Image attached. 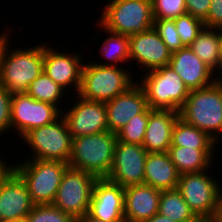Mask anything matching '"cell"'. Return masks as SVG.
<instances>
[{
	"label": "cell",
	"instance_id": "6da1fadb",
	"mask_svg": "<svg viewBox=\"0 0 222 222\" xmlns=\"http://www.w3.org/2000/svg\"><path fill=\"white\" fill-rule=\"evenodd\" d=\"M11 42L12 37L0 54V85L11 94L26 93L30 84L43 72V43H33L35 45L30 48L24 45L21 49L12 44L13 48Z\"/></svg>",
	"mask_w": 222,
	"mask_h": 222
},
{
	"label": "cell",
	"instance_id": "7a4b0ae2",
	"mask_svg": "<svg viewBox=\"0 0 222 222\" xmlns=\"http://www.w3.org/2000/svg\"><path fill=\"white\" fill-rule=\"evenodd\" d=\"M179 115L221 145L222 77L209 86L190 91Z\"/></svg>",
	"mask_w": 222,
	"mask_h": 222
},
{
	"label": "cell",
	"instance_id": "3957f363",
	"mask_svg": "<svg viewBox=\"0 0 222 222\" xmlns=\"http://www.w3.org/2000/svg\"><path fill=\"white\" fill-rule=\"evenodd\" d=\"M87 60L82 68L81 86L78 93L82 99L107 102L125 92L137 80L126 66H102Z\"/></svg>",
	"mask_w": 222,
	"mask_h": 222
},
{
	"label": "cell",
	"instance_id": "277c9868",
	"mask_svg": "<svg viewBox=\"0 0 222 222\" xmlns=\"http://www.w3.org/2000/svg\"><path fill=\"white\" fill-rule=\"evenodd\" d=\"M116 143L117 135L110 131L72 138L68 165L97 178H107Z\"/></svg>",
	"mask_w": 222,
	"mask_h": 222
},
{
	"label": "cell",
	"instance_id": "5b68a950",
	"mask_svg": "<svg viewBox=\"0 0 222 222\" xmlns=\"http://www.w3.org/2000/svg\"><path fill=\"white\" fill-rule=\"evenodd\" d=\"M9 166L26 183L35 205L52 204L68 163L63 161L25 159Z\"/></svg>",
	"mask_w": 222,
	"mask_h": 222
},
{
	"label": "cell",
	"instance_id": "8992f818",
	"mask_svg": "<svg viewBox=\"0 0 222 222\" xmlns=\"http://www.w3.org/2000/svg\"><path fill=\"white\" fill-rule=\"evenodd\" d=\"M108 2V3H107ZM95 20L106 30L131 36L153 28L151 0H107Z\"/></svg>",
	"mask_w": 222,
	"mask_h": 222
},
{
	"label": "cell",
	"instance_id": "52a82bcc",
	"mask_svg": "<svg viewBox=\"0 0 222 222\" xmlns=\"http://www.w3.org/2000/svg\"><path fill=\"white\" fill-rule=\"evenodd\" d=\"M138 75L137 82L143 88L151 109L180 112L190 90L169 65Z\"/></svg>",
	"mask_w": 222,
	"mask_h": 222
},
{
	"label": "cell",
	"instance_id": "ba28073f",
	"mask_svg": "<svg viewBox=\"0 0 222 222\" xmlns=\"http://www.w3.org/2000/svg\"><path fill=\"white\" fill-rule=\"evenodd\" d=\"M20 139L32 153L26 159L69 162L72 136L62 115L51 124L31 129Z\"/></svg>",
	"mask_w": 222,
	"mask_h": 222
},
{
	"label": "cell",
	"instance_id": "9c48e42d",
	"mask_svg": "<svg viewBox=\"0 0 222 222\" xmlns=\"http://www.w3.org/2000/svg\"><path fill=\"white\" fill-rule=\"evenodd\" d=\"M209 170L181 174L177 185V190L199 219H212L222 191V179L220 182L217 175H212L213 170Z\"/></svg>",
	"mask_w": 222,
	"mask_h": 222
},
{
	"label": "cell",
	"instance_id": "30bf717a",
	"mask_svg": "<svg viewBox=\"0 0 222 222\" xmlns=\"http://www.w3.org/2000/svg\"><path fill=\"white\" fill-rule=\"evenodd\" d=\"M96 180L94 175L68 166L52 205L75 220L83 217L89 211Z\"/></svg>",
	"mask_w": 222,
	"mask_h": 222
},
{
	"label": "cell",
	"instance_id": "8fae6325",
	"mask_svg": "<svg viewBox=\"0 0 222 222\" xmlns=\"http://www.w3.org/2000/svg\"><path fill=\"white\" fill-rule=\"evenodd\" d=\"M43 42V71L68 94L78 95L81 86L82 68L86 58L77 50L57 49ZM53 48H52V47ZM61 50V52H60ZM69 53V54H68ZM70 90V92L68 91ZM72 91V93H71Z\"/></svg>",
	"mask_w": 222,
	"mask_h": 222
},
{
	"label": "cell",
	"instance_id": "7c38bea8",
	"mask_svg": "<svg viewBox=\"0 0 222 222\" xmlns=\"http://www.w3.org/2000/svg\"><path fill=\"white\" fill-rule=\"evenodd\" d=\"M62 112L47 102L35 100L27 93H16L11 99V129L20 140L31 129L53 123ZM17 132V133H16Z\"/></svg>",
	"mask_w": 222,
	"mask_h": 222
},
{
	"label": "cell",
	"instance_id": "4fadbf2b",
	"mask_svg": "<svg viewBox=\"0 0 222 222\" xmlns=\"http://www.w3.org/2000/svg\"><path fill=\"white\" fill-rule=\"evenodd\" d=\"M75 97V100L71 98V102H75L72 104L68 99V109L65 106L62 110L72 138L108 131L105 102L85 100L78 95Z\"/></svg>",
	"mask_w": 222,
	"mask_h": 222
},
{
	"label": "cell",
	"instance_id": "5bb4252c",
	"mask_svg": "<svg viewBox=\"0 0 222 222\" xmlns=\"http://www.w3.org/2000/svg\"><path fill=\"white\" fill-rule=\"evenodd\" d=\"M147 150L139 144H127L117 140L113 164L107 179L124 189L144 183V166Z\"/></svg>",
	"mask_w": 222,
	"mask_h": 222
},
{
	"label": "cell",
	"instance_id": "9a60e30c",
	"mask_svg": "<svg viewBox=\"0 0 222 222\" xmlns=\"http://www.w3.org/2000/svg\"><path fill=\"white\" fill-rule=\"evenodd\" d=\"M34 205L26 183L8 166L0 174V222L25 219Z\"/></svg>",
	"mask_w": 222,
	"mask_h": 222
},
{
	"label": "cell",
	"instance_id": "2e32d148",
	"mask_svg": "<svg viewBox=\"0 0 222 222\" xmlns=\"http://www.w3.org/2000/svg\"><path fill=\"white\" fill-rule=\"evenodd\" d=\"M129 56L130 64L134 62L132 67L134 75L135 67H138L142 74L167 66L171 59V52L154 28H151L144 33L129 36Z\"/></svg>",
	"mask_w": 222,
	"mask_h": 222
},
{
	"label": "cell",
	"instance_id": "e0dca14e",
	"mask_svg": "<svg viewBox=\"0 0 222 222\" xmlns=\"http://www.w3.org/2000/svg\"><path fill=\"white\" fill-rule=\"evenodd\" d=\"M88 214L103 222H125L124 188L107 178H97Z\"/></svg>",
	"mask_w": 222,
	"mask_h": 222
},
{
	"label": "cell",
	"instance_id": "ac0fdd59",
	"mask_svg": "<svg viewBox=\"0 0 222 222\" xmlns=\"http://www.w3.org/2000/svg\"><path fill=\"white\" fill-rule=\"evenodd\" d=\"M108 131L117 133L129 120L149 106L143 88L136 81L125 92L105 102Z\"/></svg>",
	"mask_w": 222,
	"mask_h": 222
},
{
	"label": "cell",
	"instance_id": "d6986e66",
	"mask_svg": "<svg viewBox=\"0 0 222 222\" xmlns=\"http://www.w3.org/2000/svg\"><path fill=\"white\" fill-rule=\"evenodd\" d=\"M168 65L181 77L190 91L209 86L220 78L190 47L171 53Z\"/></svg>",
	"mask_w": 222,
	"mask_h": 222
},
{
	"label": "cell",
	"instance_id": "ffe728a7",
	"mask_svg": "<svg viewBox=\"0 0 222 222\" xmlns=\"http://www.w3.org/2000/svg\"><path fill=\"white\" fill-rule=\"evenodd\" d=\"M179 117V112L175 110L148 107V123L142 145L148 153L168 152L172 142V130Z\"/></svg>",
	"mask_w": 222,
	"mask_h": 222
},
{
	"label": "cell",
	"instance_id": "44dd1931",
	"mask_svg": "<svg viewBox=\"0 0 222 222\" xmlns=\"http://www.w3.org/2000/svg\"><path fill=\"white\" fill-rule=\"evenodd\" d=\"M161 190L147 184L124 189L125 222H143L158 213Z\"/></svg>",
	"mask_w": 222,
	"mask_h": 222
},
{
	"label": "cell",
	"instance_id": "7402d4cb",
	"mask_svg": "<svg viewBox=\"0 0 222 222\" xmlns=\"http://www.w3.org/2000/svg\"><path fill=\"white\" fill-rule=\"evenodd\" d=\"M180 174L168 152L148 153L144 166V184L159 190L177 189Z\"/></svg>",
	"mask_w": 222,
	"mask_h": 222
},
{
	"label": "cell",
	"instance_id": "603a6c76",
	"mask_svg": "<svg viewBox=\"0 0 222 222\" xmlns=\"http://www.w3.org/2000/svg\"><path fill=\"white\" fill-rule=\"evenodd\" d=\"M215 150H221V147H218V149H195L170 146L168 154L178 173L181 175L185 173L202 172L214 167L215 163H213V161L218 160L217 158H213V156H217Z\"/></svg>",
	"mask_w": 222,
	"mask_h": 222
},
{
	"label": "cell",
	"instance_id": "cb8c5ba5",
	"mask_svg": "<svg viewBox=\"0 0 222 222\" xmlns=\"http://www.w3.org/2000/svg\"><path fill=\"white\" fill-rule=\"evenodd\" d=\"M95 25H97L95 26L97 27L96 29L99 28L98 30H100V34L101 32H103V34L105 32L107 36L103 39L99 48V55L104 61L101 58L99 61L93 63L102 66H123L126 64V67H128L130 65L129 36L110 32L109 30L104 29L97 21Z\"/></svg>",
	"mask_w": 222,
	"mask_h": 222
},
{
	"label": "cell",
	"instance_id": "d4e9b609",
	"mask_svg": "<svg viewBox=\"0 0 222 222\" xmlns=\"http://www.w3.org/2000/svg\"><path fill=\"white\" fill-rule=\"evenodd\" d=\"M220 29L206 28L198 34L189 46L190 49L208 65L218 76L221 75Z\"/></svg>",
	"mask_w": 222,
	"mask_h": 222
},
{
	"label": "cell",
	"instance_id": "484cf974",
	"mask_svg": "<svg viewBox=\"0 0 222 222\" xmlns=\"http://www.w3.org/2000/svg\"><path fill=\"white\" fill-rule=\"evenodd\" d=\"M171 146L189 147L195 149H217L220 145L202 130L186 123L180 117L172 130ZM216 147V148H215Z\"/></svg>",
	"mask_w": 222,
	"mask_h": 222
},
{
	"label": "cell",
	"instance_id": "4316f807",
	"mask_svg": "<svg viewBox=\"0 0 222 222\" xmlns=\"http://www.w3.org/2000/svg\"><path fill=\"white\" fill-rule=\"evenodd\" d=\"M158 214L169 217L174 222H198L200 220L177 189L161 191Z\"/></svg>",
	"mask_w": 222,
	"mask_h": 222
},
{
	"label": "cell",
	"instance_id": "83f0119b",
	"mask_svg": "<svg viewBox=\"0 0 222 222\" xmlns=\"http://www.w3.org/2000/svg\"><path fill=\"white\" fill-rule=\"evenodd\" d=\"M26 93L35 100L55 105L61 112L63 110L62 106H66L68 102L66 99L69 98V94L61 86L56 84L44 71L30 84ZM62 102H64L63 105H61Z\"/></svg>",
	"mask_w": 222,
	"mask_h": 222
},
{
	"label": "cell",
	"instance_id": "f1b7e54d",
	"mask_svg": "<svg viewBox=\"0 0 222 222\" xmlns=\"http://www.w3.org/2000/svg\"><path fill=\"white\" fill-rule=\"evenodd\" d=\"M148 123V108L142 113L132 117L129 122L117 133V140L127 144L143 145L145 131Z\"/></svg>",
	"mask_w": 222,
	"mask_h": 222
},
{
	"label": "cell",
	"instance_id": "f546056e",
	"mask_svg": "<svg viewBox=\"0 0 222 222\" xmlns=\"http://www.w3.org/2000/svg\"><path fill=\"white\" fill-rule=\"evenodd\" d=\"M173 20L176 26V31L179 34L181 43L184 47H189L205 27L202 20L195 18L188 13Z\"/></svg>",
	"mask_w": 222,
	"mask_h": 222
},
{
	"label": "cell",
	"instance_id": "4dcf8cb0",
	"mask_svg": "<svg viewBox=\"0 0 222 222\" xmlns=\"http://www.w3.org/2000/svg\"><path fill=\"white\" fill-rule=\"evenodd\" d=\"M26 220L27 222H76L72 216L63 213L52 204L34 205Z\"/></svg>",
	"mask_w": 222,
	"mask_h": 222
},
{
	"label": "cell",
	"instance_id": "1f68e13d",
	"mask_svg": "<svg viewBox=\"0 0 222 222\" xmlns=\"http://www.w3.org/2000/svg\"><path fill=\"white\" fill-rule=\"evenodd\" d=\"M153 28L158 33L161 40L166 44L171 53L184 48L179 34L176 31L174 20L154 19Z\"/></svg>",
	"mask_w": 222,
	"mask_h": 222
},
{
	"label": "cell",
	"instance_id": "d6a6232c",
	"mask_svg": "<svg viewBox=\"0 0 222 222\" xmlns=\"http://www.w3.org/2000/svg\"><path fill=\"white\" fill-rule=\"evenodd\" d=\"M154 19H176L186 14L185 0H151Z\"/></svg>",
	"mask_w": 222,
	"mask_h": 222
},
{
	"label": "cell",
	"instance_id": "836d02e7",
	"mask_svg": "<svg viewBox=\"0 0 222 222\" xmlns=\"http://www.w3.org/2000/svg\"><path fill=\"white\" fill-rule=\"evenodd\" d=\"M11 93H9L3 86L0 85V136L3 134L9 135L11 130ZM0 139V140H1Z\"/></svg>",
	"mask_w": 222,
	"mask_h": 222
},
{
	"label": "cell",
	"instance_id": "e575fe53",
	"mask_svg": "<svg viewBox=\"0 0 222 222\" xmlns=\"http://www.w3.org/2000/svg\"><path fill=\"white\" fill-rule=\"evenodd\" d=\"M203 22L206 28H222V0H211L207 18Z\"/></svg>",
	"mask_w": 222,
	"mask_h": 222
},
{
	"label": "cell",
	"instance_id": "d590c367",
	"mask_svg": "<svg viewBox=\"0 0 222 222\" xmlns=\"http://www.w3.org/2000/svg\"><path fill=\"white\" fill-rule=\"evenodd\" d=\"M186 12L204 21L207 18L211 0H185Z\"/></svg>",
	"mask_w": 222,
	"mask_h": 222
},
{
	"label": "cell",
	"instance_id": "8d00e7d4",
	"mask_svg": "<svg viewBox=\"0 0 222 222\" xmlns=\"http://www.w3.org/2000/svg\"><path fill=\"white\" fill-rule=\"evenodd\" d=\"M13 27L11 26L9 29L7 28V26H6V28H5V30L3 29V33L2 32H0V54H1V51H2V49H3V46L5 45V43L9 40V39H11V37L13 36L12 35V30H15V28L14 29H12ZM10 31H11V33H10ZM10 35V36H9Z\"/></svg>",
	"mask_w": 222,
	"mask_h": 222
},
{
	"label": "cell",
	"instance_id": "74e56055",
	"mask_svg": "<svg viewBox=\"0 0 222 222\" xmlns=\"http://www.w3.org/2000/svg\"><path fill=\"white\" fill-rule=\"evenodd\" d=\"M211 220L213 222H222V191L220 193V197L218 200L217 207L215 209V213Z\"/></svg>",
	"mask_w": 222,
	"mask_h": 222
},
{
	"label": "cell",
	"instance_id": "f35d334b",
	"mask_svg": "<svg viewBox=\"0 0 222 222\" xmlns=\"http://www.w3.org/2000/svg\"><path fill=\"white\" fill-rule=\"evenodd\" d=\"M143 222H174V221H172L169 217H165L157 213L154 216H152L150 219L145 220Z\"/></svg>",
	"mask_w": 222,
	"mask_h": 222
},
{
	"label": "cell",
	"instance_id": "ab89813d",
	"mask_svg": "<svg viewBox=\"0 0 222 222\" xmlns=\"http://www.w3.org/2000/svg\"><path fill=\"white\" fill-rule=\"evenodd\" d=\"M76 222H103V221L95 219L87 213L83 217L76 219Z\"/></svg>",
	"mask_w": 222,
	"mask_h": 222
},
{
	"label": "cell",
	"instance_id": "60d3db41",
	"mask_svg": "<svg viewBox=\"0 0 222 222\" xmlns=\"http://www.w3.org/2000/svg\"><path fill=\"white\" fill-rule=\"evenodd\" d=\"M219 50H220V57H221V74H222V28L220 29V45H219Z\"/></svg>",
	"mask_w": 222,
	"mask_h": 222
},
{
	"label": "cell",
	"instance_id": "b9f144b4",
	"mask_svg": "<svg viewBox=\"0 0 222 222\" xmlns=\"http://www.w3.org/2000/svg\"><path fill=\"white\" fill-rule=\"evenodd\" d=\"M0 148H1V147H0ZM1 155L3 156L4 153H3V154L0 153V164H9V163H8V160L10 159L9 156H8V158H5V157L2 158ZM4 159H5V161H4ZM7 159H8V160H7Z\"/></svg>",
	"mask_w": 222,
	"mask_h": 222
},
{
	"label": "cell",
	"instance_id": "7bdbcfd3",
	"mask_svg": "<svg viewBox=\"0 0 222 222\" xmlns=\"http://www.w3.org/2000/svg\"><path fill=\"white\" fill-rule=\"evenodd\" d=\"M9 166V164H0V174Z\"/></svg>",
	"mask_w": 222,
	"mask_h": 222
},
{
	"label": "cell",
	"instance_id": "ee69618b",
	"mask_svg": "<svg viewBox=\"0 0 222 222\" xmlns=\"http://www.w3.org/2000/svg\"><path fill=\"white\" fill-rule=\"evenodd\" d=\"M3 222H27V220L25 218V219H20V220H10V221H3Z\"/></svg>",
	"mask_w": 222,
	"mask_h": 222
},
{
	"label": "cell",
	"instance_id": "f6af8a7d",
	"mask_svg": "<svg viewBox=\"0 0 222 222\" xmlns=\"http://www.w3.org/2000/svg\"><path fill=\"white\" fill-rule=\"evenodd\" d=\"M198 222H213L211 219H200Z\"/></svg>",
	"mask_w": 222,
	"mask_h": 222
}]
</instances>
